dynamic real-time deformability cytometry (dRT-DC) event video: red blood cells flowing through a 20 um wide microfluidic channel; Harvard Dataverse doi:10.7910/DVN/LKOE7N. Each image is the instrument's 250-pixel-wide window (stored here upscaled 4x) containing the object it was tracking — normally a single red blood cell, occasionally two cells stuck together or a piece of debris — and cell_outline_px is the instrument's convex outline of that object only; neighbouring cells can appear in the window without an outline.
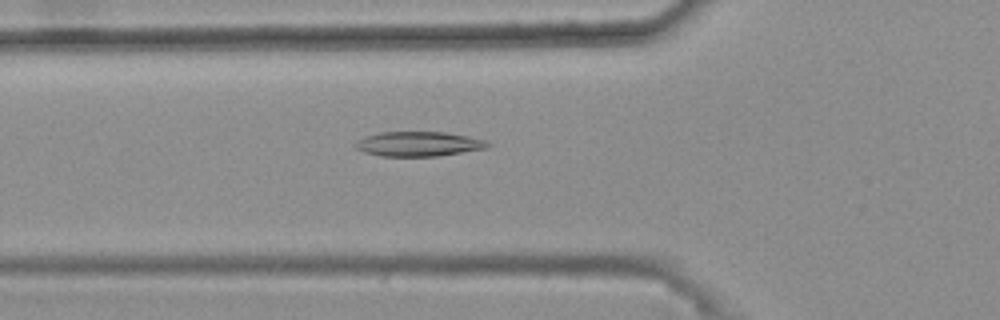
{"species": "common noctule bat (a hibernating species)", "species_latin": "Nyctalus noctula", "temperature_condition": "warm", "stored_images_in_passage": 49, "camera_frame_rate_fps": 3000, "um_per_image_px": 0.085, "animal": {"sex": "female", "body_mass_g": 25.1}, "frame": {"image": 1, "passage_image": 19, "time_ms": 6.0, "image_size_px": [1000, 320], "cell_outline_px": [[492, 144], [488, 148], [440, 156], [384, 156], [364, 152], [356, 148], [356, 140], [380, 132], [444, 132], [468, 136], [484, 140]], "centroid_in_image_um": [35.62, 12.24], "position_along_channel_um": 90.2, "area_um2": 18.96}}
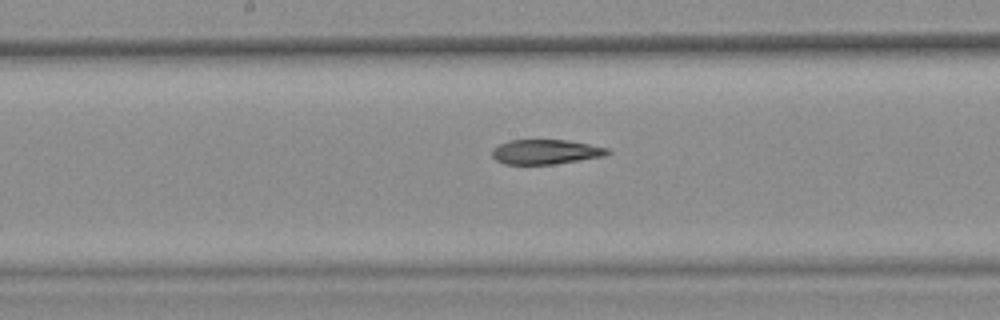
{"frame": {"image": 2, "passage_image": 28, "time_ms": 9.0, "image_size_px": [1000, 320], "cell_outline_px": [[612, 152], [604, 156], [580, 160], [552, 164], [504, 164], [496, 160], [492, 156], [492, 148], [508, 140], [568, 140], [608, 148]], "centroid_in_image_um": [46.37, 12.9], "position_along_channel_um": 201.8, "area_um2": 16.59}}
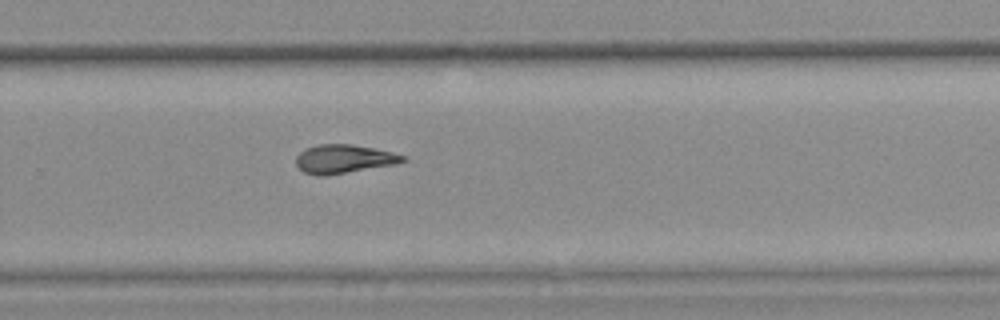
{"frame": {"image": 3, "passage_image": 36, "time_ms": 11.667, "image_size_px": [1000, 320], "cell_outline_px": [[408, 160], [396, 164], [324, 176], [320, 176], [304, 172], [296, 164], [296, 156], [300, 152], [308, 148], [320, 144], [352, 144], [392, 152], [408, 156]], "centroid_in_image_um": [29.26, 13.51], "position_along_channel_um": 300.5, "area_um2": 17.74}, "authors_computed_cell_mechanics": {"area_um2": 18.0914, "velocity_mm_per_s": 3.7119, "shape_relaxation_time_tau1_ms": null, "shape_relaxation_time_tau2_ms": 3.7621, "deformation_change_tau1": null, "deformation_change_tau2": 0.1123}}